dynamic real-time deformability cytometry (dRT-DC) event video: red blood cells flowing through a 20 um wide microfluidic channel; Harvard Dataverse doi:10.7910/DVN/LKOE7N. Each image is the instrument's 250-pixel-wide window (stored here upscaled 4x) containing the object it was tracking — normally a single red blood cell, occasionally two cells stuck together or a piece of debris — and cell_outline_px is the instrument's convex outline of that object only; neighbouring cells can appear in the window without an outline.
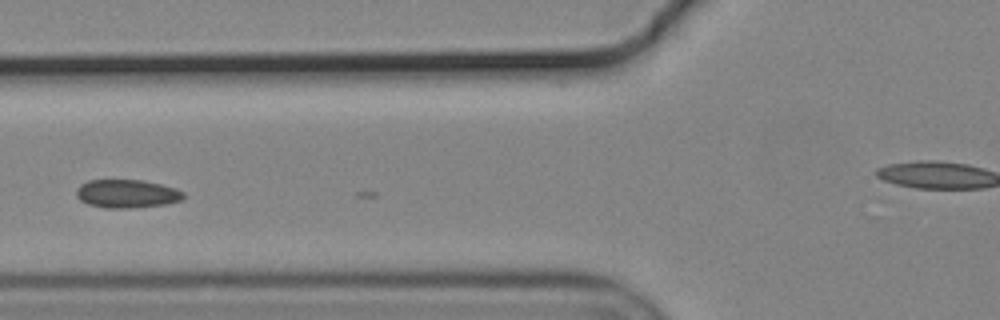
{"species": "common noctule bat (a hibernating species)", "species_latin": "Nyctalus noctula", "temperature_condition": "cold", "stored_images_in_passage": 19, "camera_frame_rate_fps": 3000, "um_per_image_px": 0.085, "animal": {"sex": "male", "body_mass_g": 19.2, "forearm_length_mm": 51.8}, "frame": {"image": 1, "passage_image": 2, "time_ms": 0.333, "image_size_px": [1000, 320], "cell_outline_px": [[184, 196], [180, 200], [164, 204], [132, 208], [104, 208], [88, 204], [80, 200], [76, 196], [76, 188], [80, 184], [88, 180], [140, 180], [160, 184], [176, 188], [184, 192]], "centroid_in_image_um": [10.74, 16.46], "position_along_channel_um": 115.1, "area_um2": 17.69}}